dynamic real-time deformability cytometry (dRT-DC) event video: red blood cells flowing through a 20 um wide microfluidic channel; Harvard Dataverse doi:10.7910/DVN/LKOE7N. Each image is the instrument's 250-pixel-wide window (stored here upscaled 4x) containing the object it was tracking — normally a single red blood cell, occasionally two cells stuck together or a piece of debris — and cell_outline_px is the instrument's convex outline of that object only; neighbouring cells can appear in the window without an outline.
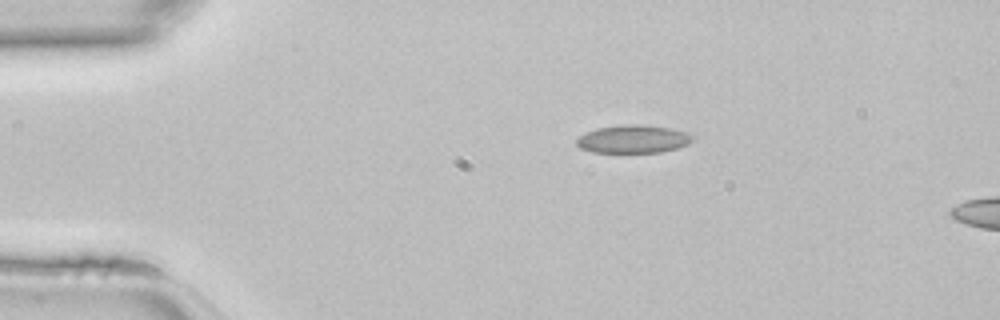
{"species": "common noctule bat (a hibernating species)", "species_latin": "Nyctalus noctula", "temperature_condition": "room temperature", "stored_images_in_passage": 5, "camera_frame_rate_fps": 3000, "um_per_image_px": 0.085, "animal": {"sex": "female", "body_mass_g": 22.7, "forearm_length_mm": 54.2}, "frame": {"image": 1, "passage_image": 1, "time_ms": 0.0, "image_size_px": [1000, 320], "cell_outline_px": [[692, 140], [688, 144], [676, 148], [660, 152], [592, 152], [580, 148], [576, 144], [576, 140], [580, 136], [596, 128], [624, 124], [640, 124], [668, 128], [688, 132], [692, 136]], "centroid_in_image_um": [53.8, 11.81], "position_along_channel_um": 31.2, "area_um2": 18.79}}